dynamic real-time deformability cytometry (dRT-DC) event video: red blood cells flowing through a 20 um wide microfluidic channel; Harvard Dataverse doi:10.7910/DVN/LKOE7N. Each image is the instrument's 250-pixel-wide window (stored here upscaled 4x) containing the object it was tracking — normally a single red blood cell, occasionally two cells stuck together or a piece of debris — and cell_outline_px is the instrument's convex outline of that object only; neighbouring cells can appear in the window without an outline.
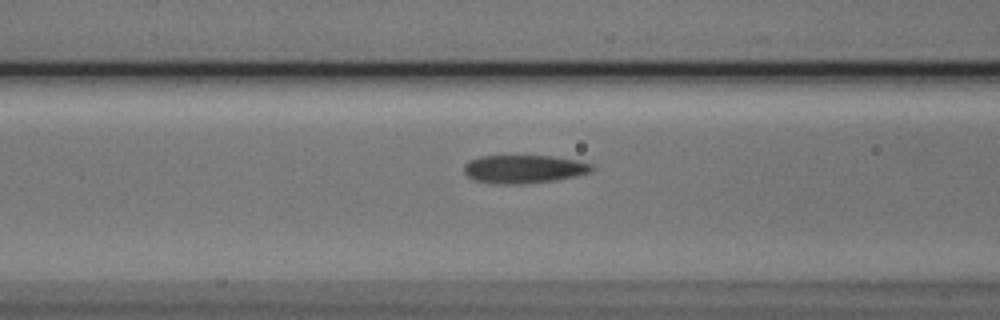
{"species": "Egyptian fruit bat (a non-hibernating species)", "species_latin": "Rousettus aegyptiacus", "temperature_condition": "cold", "stored_images_in_passage": 38, "camera_frame_rate_fps": 3000, "um_per_image_px": 0.085, "animal": {"sex": "male"}, "frame": {"image": 1, "passage_image": 6, "time_ms": 1.667, "image_size_px": [1000, 320], "cell_outline_px": [[596, 168], [588, 172], [576, 176], [556, 180], [524, 184], [496, 184], [476, 180], [468, 176], [464, 172], [464, 164], [468, 160], [480, 156], [552, 156], [576, 160], [592, 164]], "centroid_in_image_um": [44.52, 14.37], "position_along_channel_um": 122.1, "area_um2": 21.1}}
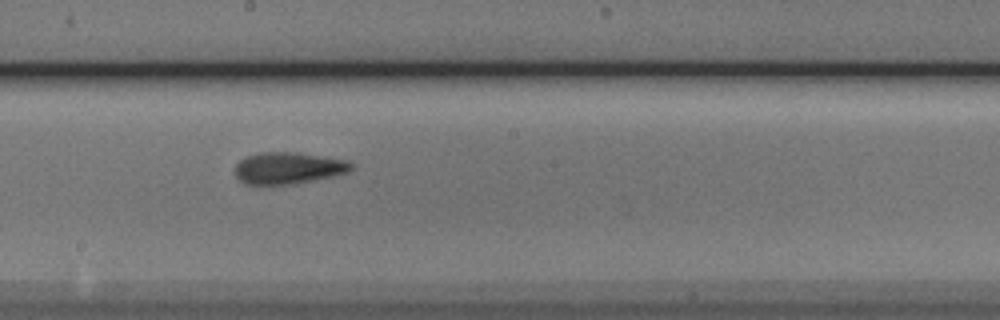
{"frame": {"image": 2, "passage_image": 14, "time_ms": 4.333, "image_size_px": [1000, 320], "cell_outline_px": [[356, 168], [348, 172], [332, 176], [296, 184], [244, 184], [236, 180], [236, 164], [240, 160], [248, 156], [260, 152], [296, 152], [344, 160], [352, 164]], "centroid_in_image_um": [24.48, 14.29], "position_along_channel_um": 223.7, "area_um2": 21.44}}
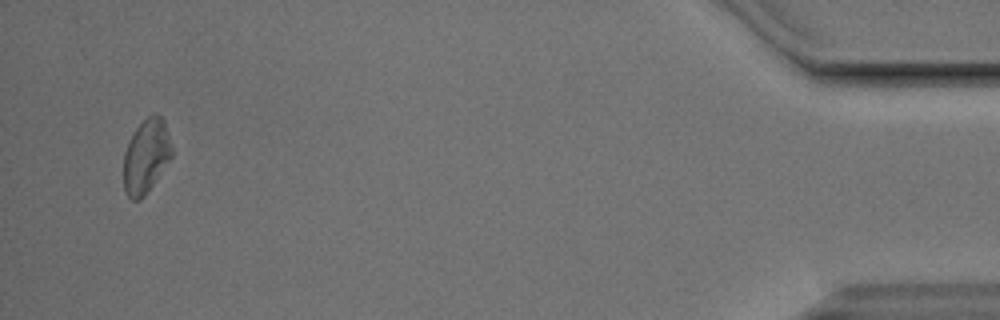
{"frame": {"image": 3, "passage_image": 36, "time_ms": 11.667, "image_size_px": [1000, 320], "cell_outline_px": [[172, 156], [144, 196], [140, 200], [132, 200], [128, 196], [124, 188], [124, 152], [136, 128], [148, 116], [156, 112], [164, 120], [172, 148]], "centroid_in_image_um": [12.42, 13.27], "position_along_channel_um": 422.8, "area_um2": 20.4}, "authors_computed_cell_mechanics": {"area_um2": 21.2415, "velocity_mm_per_s": 3.8097, "shape_relaxation_time_tau1_ms": 4.0489, "shape_relaxation_time_tau2_ms": 4.4144, "deformation_change_tau1": 0.1086, "deformation_change_tau2": 0.1185}}